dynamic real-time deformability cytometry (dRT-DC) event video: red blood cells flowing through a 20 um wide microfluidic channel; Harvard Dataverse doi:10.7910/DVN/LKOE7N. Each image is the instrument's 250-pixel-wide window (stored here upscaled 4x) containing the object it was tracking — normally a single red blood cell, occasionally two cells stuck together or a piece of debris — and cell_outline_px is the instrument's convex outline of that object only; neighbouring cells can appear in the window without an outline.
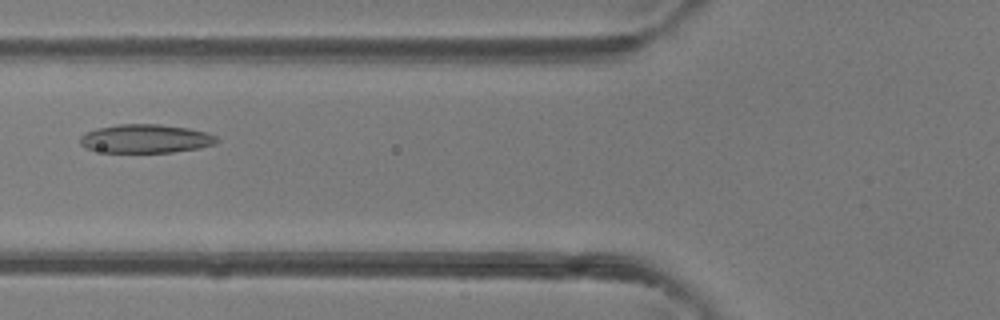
{"species": "common noctule bat (a hibernating species)", "species_latin": "Nyctalus noctula", "temperature_condition": "room temperature", "stored_images_in_passage": 46, "camera_frame_rate_fps": 3000, "um_per_image_px": 0.085, "animal": {"sex": "female"}, "frame": {"image": 1, "passage_image": 18, "time_ms": 5.667, "image_size_px": [1000, 320], "cell_outline_px": [[220, 140], [216, 144], [196, 148], [172, 152], [104, 152], [84, 148], [80, 144], [80, 136], [96, 128], [120, 124], [160, 124], [188, 128], [204, 132], [216, 136]], "centroid_in_image_um": [12.36, 11.78], "position_along_channel_um": 113.4, "area_um2": 22.72}}
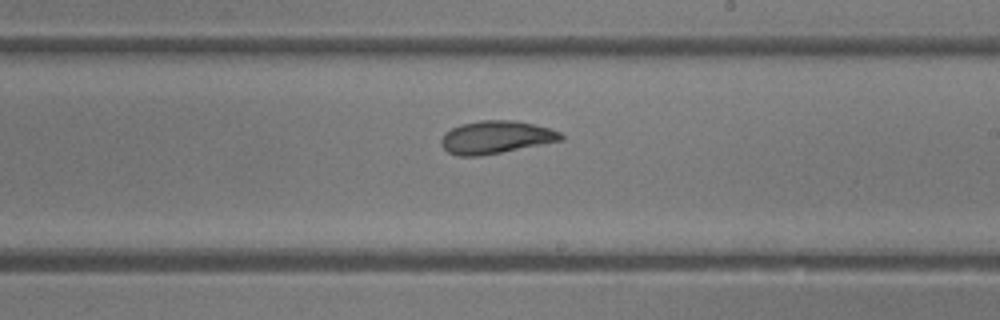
{"frame": {"image": 2, "passage_image": 27, "time_ms": 8.667, "image_size_px": [1000, 320], "cell_outline_px": [[564, 140], [480, 156], [456, 156], [448, 152], [440, 144], [440, 140], [444, 132], [460, 124], [480, 120], [516, 120], [548, 128], [560, 132], [564, 136]], "centroid_in_image_um": [42.12, 11.66], "position_along_channel_um": 246.9, "area_um2": 22.95}}
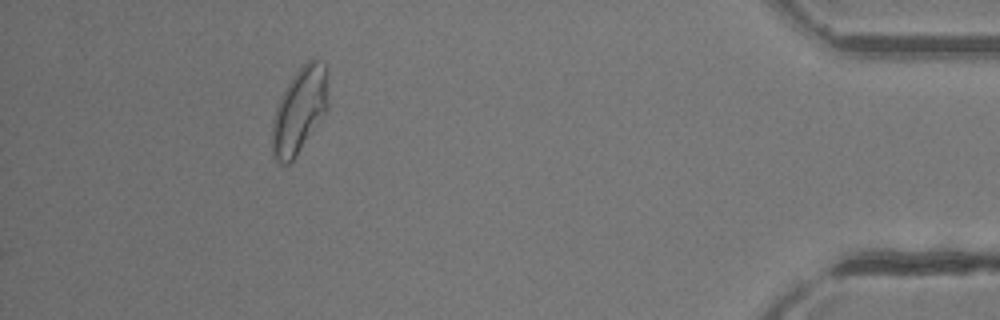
{"frame": {"image": 3, "passage_image": 42, "time_ms": 13.667, "image_size_px": [1000, 320], "cell_outline_px": [[328, 108], [296, 156], [288, 164], [280, 164], [272, 156], [272, 124], [276, 108], [280, 96], [292, 76], [312, 56], [324, 64], [328, 72]], "centroid_in_image_um": [25.46, 9.36], "position_along_channel_um": 409.7, "area_um2": 28.03}, "authors_computed_cell_mechanics": {"area_um2": 25.0852, "velocity_mm_per_s": 4.4337, "shape_relaxation_time_tau1_ms": 6.9931, "shape_relaxation_time_tau2_ms": 2.145, "deformation_change_tau1": 0.1811, "deformation_change_tau2": 0.087}}